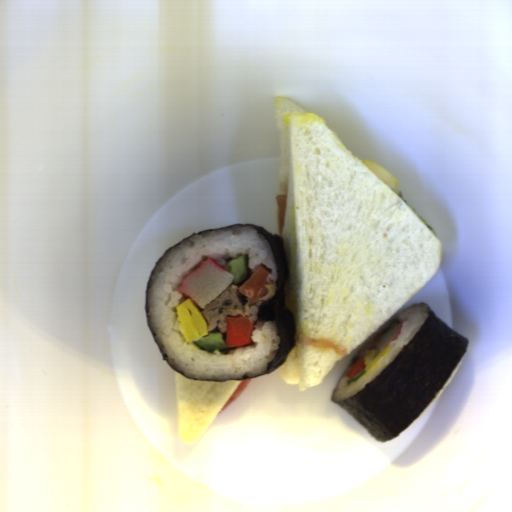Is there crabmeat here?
<instances>
[{"label": "crabmeat", "mask_w": 512, "mask_h": 512, "mask_svg": "<svg viewBox=\"0 0 512 512\" xmlns=\"http://www.w3.org/2000/svg\"><path fill=\"white\" fill-rule=\"evenodd\" d=\"M233 275L210 257L187 274L178 290L204 309L233 282Z\"/></svg>", "instance_id": "obj_1"}, {"label": "crabmeat", "mask_w": 512, "mask_h": 512, "mask_svg": "<svg viewBox=\"0 0 512 512\" xmlns=\"http://www.w3.org/2000/svg\"><path fill=\"white\" fill-rule=\"evenodd\" d=\"M402 327L403 321L399 322L396 326L391 328L386 334L379 338L376 355L400 335Z\"/></svg>", "instance_id": "obj_2"}]
</instances>
